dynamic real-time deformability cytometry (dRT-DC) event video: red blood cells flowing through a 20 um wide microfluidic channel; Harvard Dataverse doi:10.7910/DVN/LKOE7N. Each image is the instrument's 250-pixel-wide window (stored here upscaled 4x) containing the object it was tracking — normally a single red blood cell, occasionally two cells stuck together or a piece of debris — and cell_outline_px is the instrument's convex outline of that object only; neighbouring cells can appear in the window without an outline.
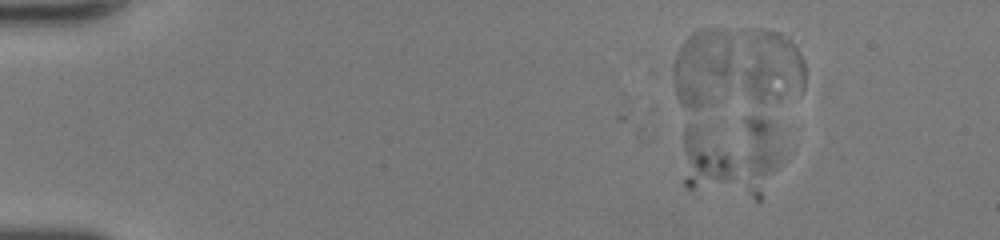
{"species": "human", "species_latin": "Homo sapiens", "temperature_condition": "room temperature", "stored_images_in_passage": 5, "segment_of_instrument_passage": [3, 3], "camera_frame_rate_fps": 3000, "um_per_image_px": 0.085, "donor": {"sex": "female"}, "frame": {"image": 1, "passage_image": 4, "time_ms": 1.0, "image_size_px": [1000, 240], "cell_outline_px": [[736, 160], [732, 176], [728, 180], [692, 188], [684, 188], [684, 128], [688, 124], [696, 124]], "centroid_in_image_um": [59.89, 13.54], "position_along_channel_um": 25.1, "area_um2": 16.88}}